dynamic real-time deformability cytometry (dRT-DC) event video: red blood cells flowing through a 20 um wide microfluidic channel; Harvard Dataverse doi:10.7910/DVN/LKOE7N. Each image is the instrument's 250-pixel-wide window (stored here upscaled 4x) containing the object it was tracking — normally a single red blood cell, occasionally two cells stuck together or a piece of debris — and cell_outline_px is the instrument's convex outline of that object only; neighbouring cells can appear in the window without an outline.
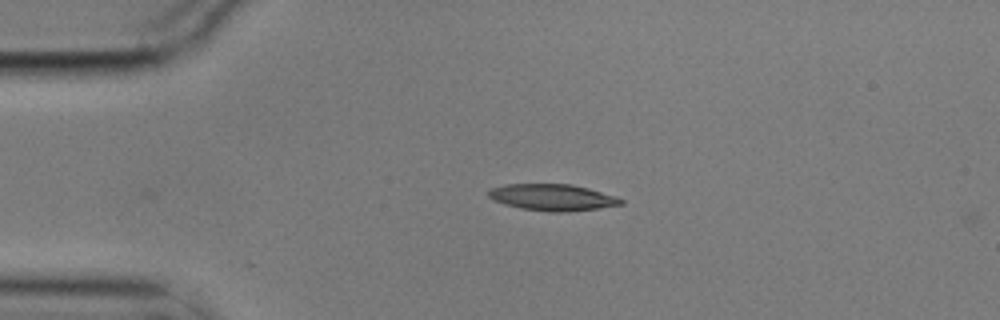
{"species": "common noctule bat (a hibernating species)", "species_latin": "Nyctalus noctula", "temperature_condition": "cold", "stored_images_in_passage": 2, "camera_frame_rate_fps": 3000, "um_per_image_px": 0.085, "animal": {"sex": "male", "body_mass_g": 17.9}, "frame": {"image": 1, "passage_image": 2, "time_ms": 0.333, "image_size_px": [1000, 320], "cell_outline_px": [[624, 204], [600, 208], [568, 212], [552, 212], [520, 208], [504, 204], [492, 200], [488, 196], [488, 188], [504, 184], [572, 184], [588, 188], [616, 196], [624, 200]], "centroid_in_image_um": [46.95, 16.77], "position_along_channel_um": 38.1, "area_um2": 20.69}}